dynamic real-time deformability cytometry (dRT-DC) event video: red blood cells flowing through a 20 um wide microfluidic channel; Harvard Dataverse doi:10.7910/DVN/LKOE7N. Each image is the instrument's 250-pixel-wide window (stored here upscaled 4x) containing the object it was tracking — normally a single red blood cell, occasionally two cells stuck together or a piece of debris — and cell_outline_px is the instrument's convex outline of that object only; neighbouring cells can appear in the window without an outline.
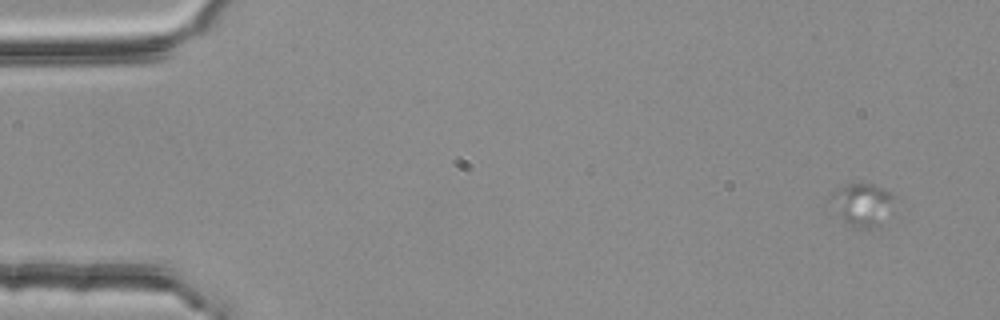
{"species": "common noctule bat (a hibernating species)", "species_latin": "Nyctalus noctula", "temperature_condition": "room temperature", "stored_images_in_passage": 4, "camera_frame_rate_fps": 3000, "um_per_image_px": 0.085, "animal": {"sex": "female", "body_mass_g": 25.1}, "frame": {"image": 1, "passage_image": 1, "time_ms": 0.0, "image_size_px": [1000, 320], "cell_outline_px": [[896, 196], [888, 228], [864, 228], [848, 224], [824, 204], [828, 196], [832, 192], [848, 184], [872, 184]], "centroid_in_image_um": [73.31, 17.46], "position_along_channel_um": 11.7, "area_um2": 17.05}}
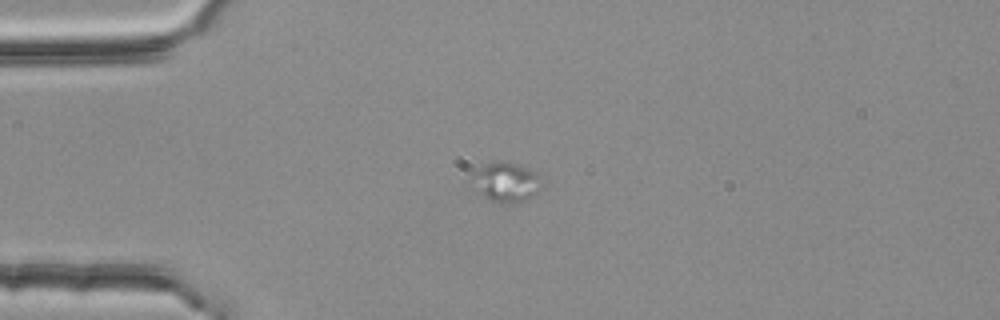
{"frame": {"image": 2, "passage_image": 3, "time_ms": 0.667, "image_size_px": [1000, 320], "cell_outline_px": [[544, 184], [536, 192], [524, 200], [512, 204], [504, 204], [492, 200], [484, 196], [480, 192], [472, 176], [472, 172], [484, 164], [492, 160], [508, 160], [528, 168]], "centroid_in_image_um": [43.01, 15.44], "position_along_channel_um": 42.0, "area_um2": 15.9}}